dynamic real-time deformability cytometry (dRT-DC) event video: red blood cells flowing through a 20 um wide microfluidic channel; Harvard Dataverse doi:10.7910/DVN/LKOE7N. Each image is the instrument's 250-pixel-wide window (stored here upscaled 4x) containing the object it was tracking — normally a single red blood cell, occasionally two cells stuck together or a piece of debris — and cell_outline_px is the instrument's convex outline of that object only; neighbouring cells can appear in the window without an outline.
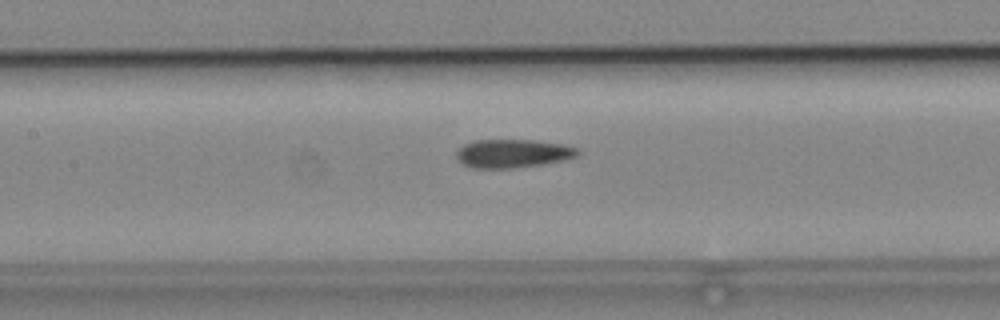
{"species": "common noctule bat (a hibernating species)", "species_latin": "Nyctalus noctula", "temperature_condition": "cold", "stored_images_in_passage": 38, "camera_frame_rate_fps": 3000, "um_per_image_px": 0.085, "animal": {"sex": "male", "body_mass_g": 19.2, "forearm_length_mm": 51.8}, "frame": {"image": 1, "passage_image": 19, "time_ms": 6.0, "image_size_px": [1000, 320], "cell_outline_px": [[580, 152], [576, 156], [564, 160], [544, 164], [516, 168], [472, 168], [456, 160], [456, 152], [464, 144], [472, 140], [532, 140], [564, 144], [580, 148]], "centroid_in_image_um": [43.6, 13.04], "position_along_channel_um": 163.8, "area_um2": 20.35}}
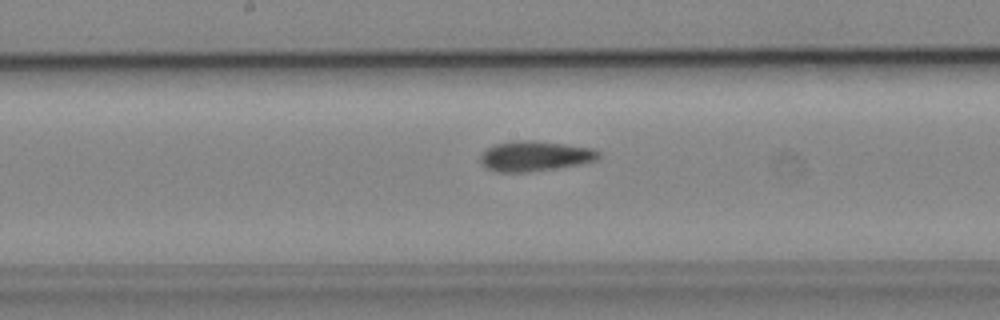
{"frame": {"image": 2, "passage_image": 22, "time_ms": 7.0, "image_size_px": [1000, 320], "cell_outline_px": [[600, 156], [596, 160], [584, 164], [528, 172], [496, 172], [480, 164], [480, 156], [488, 148], [496, 144], [516, 140], [536, 140], [592, 148], [600, 152]], "centroid_in_image_um": [45.48, 13.27], "position_along_channel_um": 202.7, "area_um2": 20.87}}
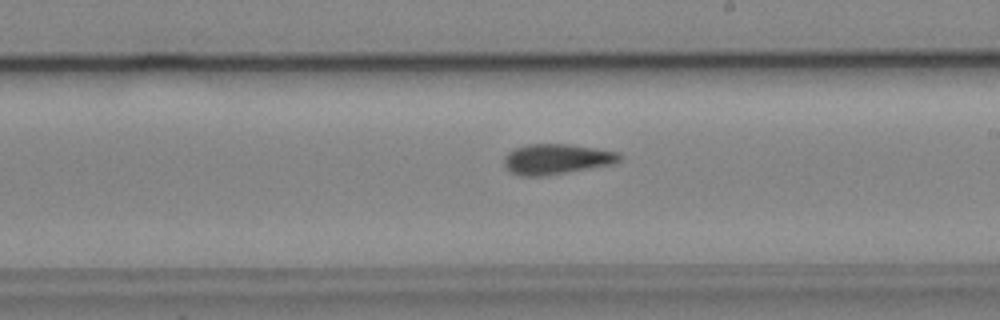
{"frame": {"image": 3, "passage_image": 25, "time_ms": 8.0, "image_size_px": [1000, 320], "cell_outline_px": [[624, 156], [616, 164], [544, 176], [520, 176], [508, 172], [504, 164], [504, 156], [508, 152], [516, 148], [528, 144], [568, 144], [620, 152]], "centroid_in_image_um": [47.33, 13.53], "position_along_channel_um": 241.7, "area_um2": 20.69}}